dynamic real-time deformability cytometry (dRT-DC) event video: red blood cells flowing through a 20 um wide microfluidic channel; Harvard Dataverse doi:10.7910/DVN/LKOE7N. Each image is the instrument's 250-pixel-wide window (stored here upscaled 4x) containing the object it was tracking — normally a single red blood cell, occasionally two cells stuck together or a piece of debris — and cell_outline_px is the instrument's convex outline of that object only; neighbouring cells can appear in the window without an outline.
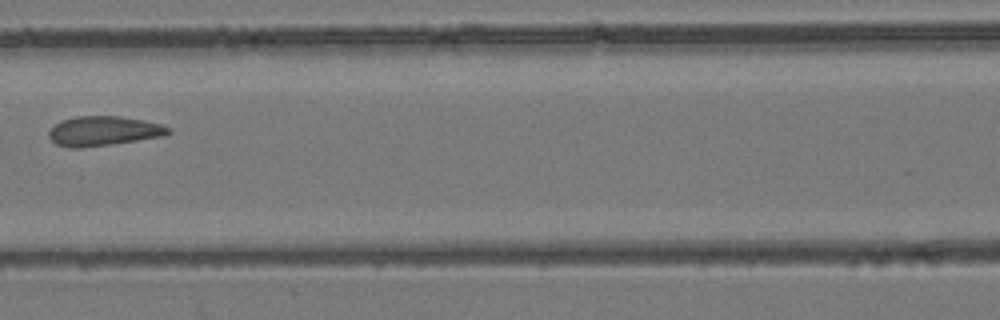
{"species": "common noctule bat (a hibernating species)", "species_latin": "Nyctalus noctula", "temperature_condition": "room temperature", "stored_images_in_passage": 6, "camera_frame_rate_fps": 3000, "um_per_image_px": 0.085, "animal": {"sex": "female", "body_mass_g": 24.6, "forearm_length_mm": 56.2}, "frame": {"image": 1, "passage_image": 5, "time_ms": 1.333, "image_size_px": [1000, 320], "cell_outline_px": [[172, 132], [160, 136], [112, 144], [80, 148], [68, 148], [56, 144], [48, 136], [48, 132], [60, 120], [76, 116], [120, 116], [144, 120], [160, 124], [172, 128]], "centroid_in_image_um": [8.77, 11.13], "position_along_channel_um": 157.8, "area_um2": 20.58}}
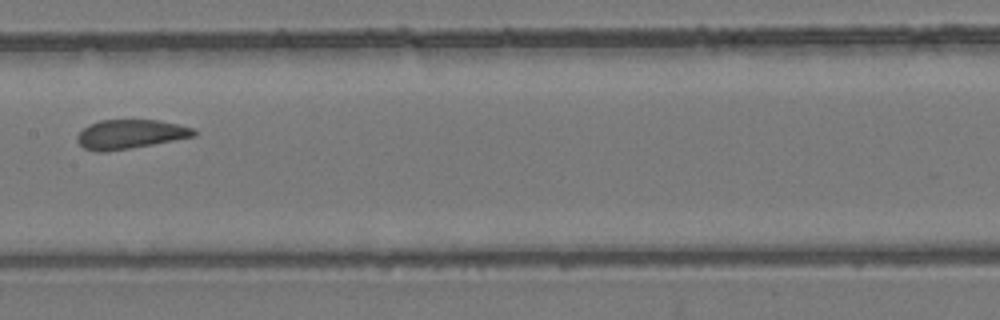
{"frame": {"image": 2, "passage_image": 6, "time_ms": 1.667, "image_size_px": [1000, 320], "cell_outline_px": [[196, 136], [152, 144], [104, 152], [96, 152], [84, 148], [76, 140], [76, 136], [88, 124], [100, 120], [156, 120], [176, 124], [192, 128], [196, 132]], "centroid_in_image_um": [11.02, 11.4], "position_along_channel_um": 196.4, "area_um2": 19.59}}